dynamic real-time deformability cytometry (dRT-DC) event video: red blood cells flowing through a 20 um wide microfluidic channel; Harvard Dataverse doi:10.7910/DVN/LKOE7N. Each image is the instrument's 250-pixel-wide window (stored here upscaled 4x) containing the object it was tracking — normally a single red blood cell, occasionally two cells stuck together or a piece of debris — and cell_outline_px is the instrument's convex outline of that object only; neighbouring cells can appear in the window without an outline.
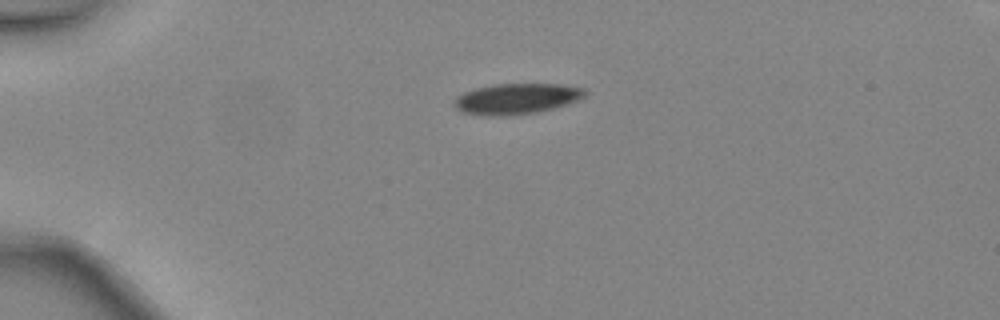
{"species": "common noctule bat (a hibernating species)", "species_latin": "Nyctalus noctula", "temperature_condition": "warm", "stored_images_in_passage": 36, "camera_frame_rate_fps": 3000, "um_per_image_px": 0.085, "animal": {"sex": "female", "body_mass_g": 24.6, "forearm_length_mm": 56.2}, "frame": {"image": 1, "passage_image": 1, "time_ms": 0.0, "image_size_px": [1000, 320], "cell_outline_px": [[588, 92], [584, 96], [576, 100], [552, 108], [536, 112], [500, 116], [488, 116], [464, 112], [456, 108], [452, 104], [456, 96], [464, 92], [476, 88], [496, 84], [560, 84], [584, 88]], "centroid_in_image_um": [43.87, 8.38], "position_along_channel_um": 41.1, "area_um2": 23.12}}
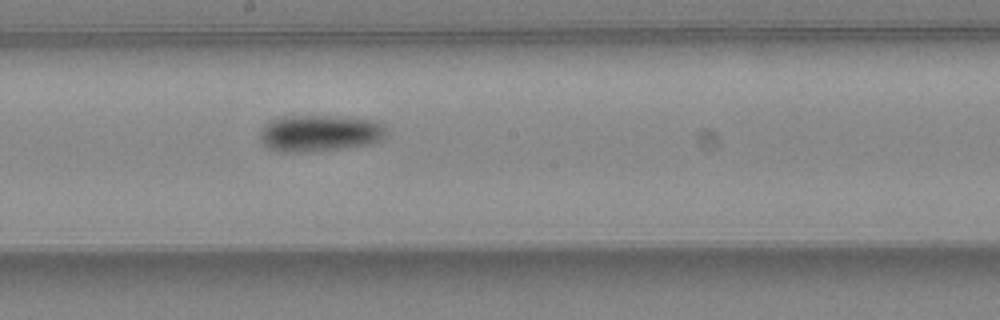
{"frame": {"image": 2, "passage_image": 16, "time_ms": 5.0, "image_size_px": [1000, 320], "cell_outline_px": [[388, 136], [380, 140], [368, 144], [344, 148], [304, 152], [280, 152], [268, 148], [260, 140], [260, 128], [268, 120], [284, 116], [336, 116], [372, 120], [384, 124], [388, 132]], "centroid_in_image_um": [27.16, 11.32], "position_along_channel_um": 221.0, "area_um2": 27.28}}
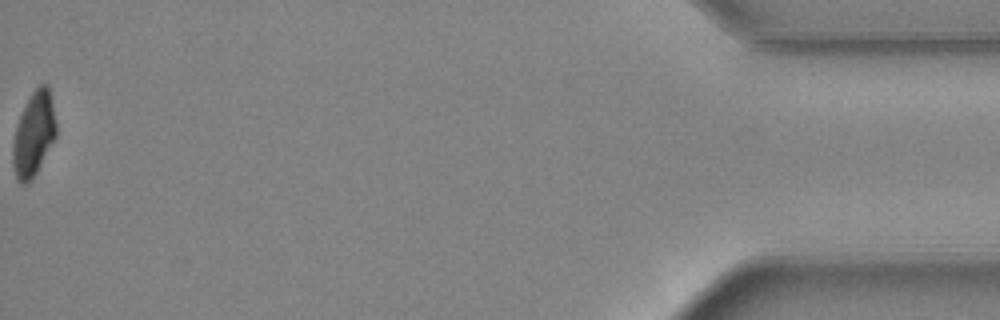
{"frame": {"image": 3, "passage_image": 36, "time_ms": 11.667, "image_size_px": [1000, 320], "cell_outline_px": [[56, 136], [32, 180], [28, 184], [20, 184], [16, 176], [12, 164], [12, 144], [16, 124], [32, 92], [40, 84], [48, 84], [52, 100], [56, 120]], "centroid_in_image_um": [2.86, 11.42], "position_along_channel_um": 432.3, "area_um2": 21.27}, "authors_computed_cell_mechanics": {"area_um2": 24.4783, "velocity_mm_per_s": 4.4987, "shape_relaxation_time_tau1_ms": 4.4428, "shape_relaxation_time_tau2_ms": null, "deformation_change_tau1": 0.1429, "deformation_change_tau2": null}}